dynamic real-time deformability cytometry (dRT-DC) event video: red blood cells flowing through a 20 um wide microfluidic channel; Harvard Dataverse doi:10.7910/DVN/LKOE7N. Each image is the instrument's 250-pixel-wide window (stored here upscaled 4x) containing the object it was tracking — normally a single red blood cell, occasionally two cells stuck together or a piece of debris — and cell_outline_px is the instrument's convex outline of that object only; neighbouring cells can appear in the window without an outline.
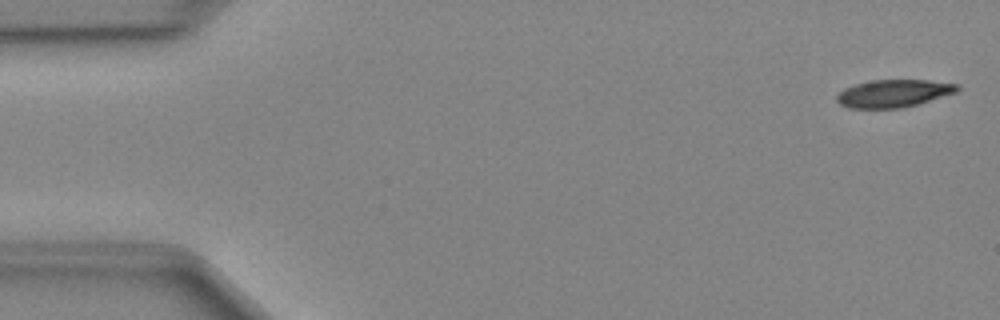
{"species": "Egyptian fruit bat (a non-hibernating species)", "species_latin": "Rousettus aegyptiacus", "temperature_condition": "cold", "stored_images_in_passage": 48, "camera_frame_rate_fps": 3000, "um_per_image_px": 0.085, "animal": {"sex": "female"}, "frame": {"image": 1, "passage_image": 1, "time_ms": 0.0, "image_size_px": [1000, 320], "cell_outline_px": [[960, 88], [956, 92], [916, 104], [900, 108], [848, 108], [840, 104], [836, 100], [836, 96], [844, 88], [856, 84], [872, 80], [928, 80], [960, 84]], "centroid_in_image_um": [75.94, 7.93], "position_along_channel_um": 9.1, "area_um2": 19.25}}
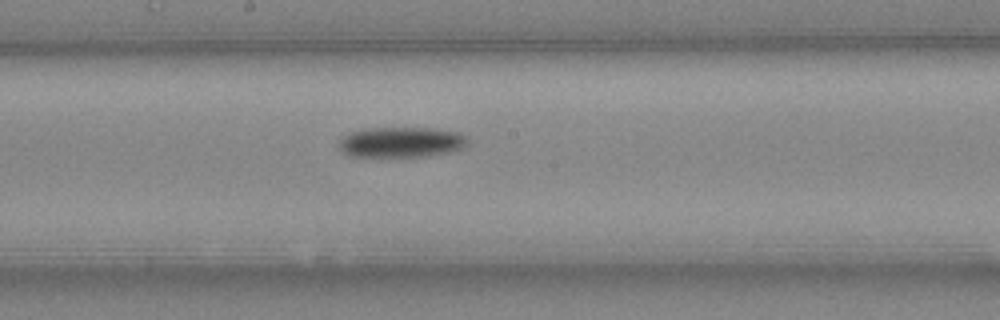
{"frame": {"image": 2, "passage_image": 25, "time_ms": 8.0, "image_size_px": [1000, 320], "cell_outline_px": [[468, 144], [452, 152], [428, 156], [380, 160], [348, 156], [340, 152], [340, 136], [364, 128], [432, 128], [456, 132], [468, 136]], "centroid_in_image_um": [34.03, 12.14], "position_along_channel_um": 214.2, "area_um2": 24.1}}
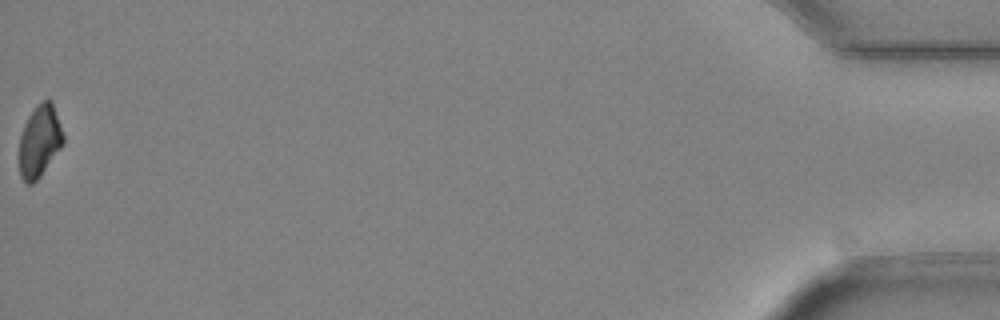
{"frame": {"image": 3, "passage_image": 48, "time_ms": 15.667, "image_size_px": [1000, 320], "cell_outline_px": [[64, 144], [40, 176], [32, 184], [28, 184], [20, 176], [20, 136], [24, 124], [28, 116], [44, 100], [52, 100], [64, 136]], "centroid_in_image_um": [3.38, 12.01], "position_along_channel_um": 431.8, "area_um2": 18.15}}